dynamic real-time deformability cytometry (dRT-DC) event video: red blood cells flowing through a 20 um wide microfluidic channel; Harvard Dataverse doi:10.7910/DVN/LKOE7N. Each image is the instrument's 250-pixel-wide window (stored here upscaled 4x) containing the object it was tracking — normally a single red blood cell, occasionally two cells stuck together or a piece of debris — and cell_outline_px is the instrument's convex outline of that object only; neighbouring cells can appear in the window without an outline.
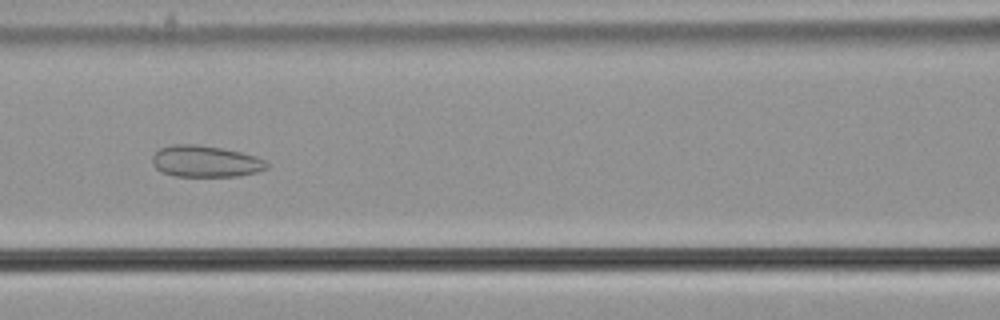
{"species": "common noctule bat (a hibernating species)", "species_latin": "Nyctalus noctula", "temperature_condition": "cold", "stored_images_in_passage": 47, "camera_frame_rate_fps": 3000, "um_per_image_px": 0.085, "animal": {"sex": "male", "body_mass_g": 21.5, "forearm_length_mm": 52.0}, "frame": {"image": 1, "passage_image": 16, "time_ms": 5.0, "image_size_px": [1000, 320], "cell_outline_px": [[268, 168], [256, 172], [240, 176], [176, 176], [164, 172], [156, 168], [152, 164], [152, 156], [160, 148], [172, 144], [200, 144], [224, 148], [256, 156], [264, 160], [268, 164]], "centroid_in_image_um": [17.47, 13.7], "position_along_channel_um": 149.1, "area_um2": 21.1}}
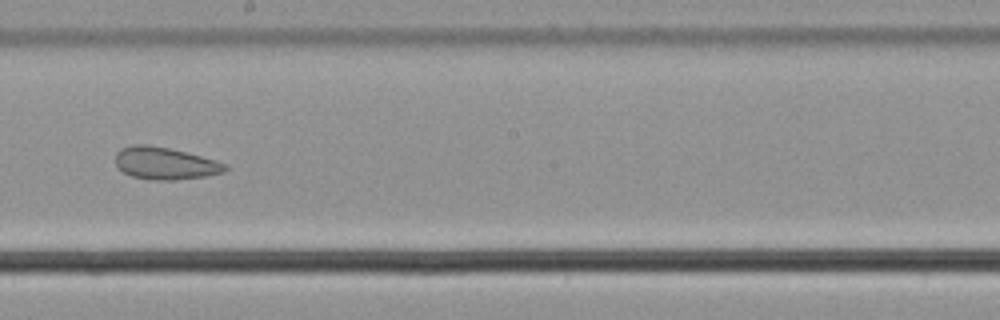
{"frame": {"image": 2, "passage_image": 23, "time_ms": 7.333, "image_size_px": [1000, 320], "cell_outline_px": [[228, 168], [224, 172], [204, 176], [176, 180], [152, 180], [132, 176], [124, 172], [116, 164], [116, 152], [120, 148], [136, 144], [148, 144], [168, 148], [216, 160], [228, 164]], "centroid_in_image_um": [14.03, 13.88], "position_along_channel_um": 234.2, "area_um2": 20.52}}
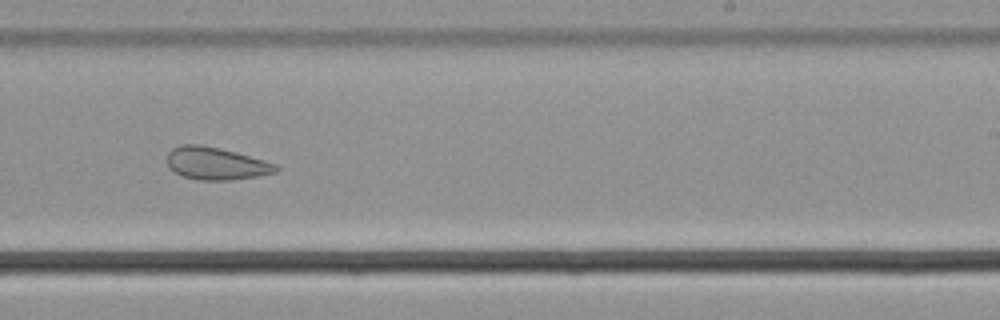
{"frame": {"image": 3, "passage_image": 26, "time_ms": 8.333, "image_size_px": [1000, 320], "cell_outline_px": [[280, 168], [276, 172], [256, 176], [232, 180], [200, 180], [184, 176], [168, 168], [168, 152], [172, 148], [180, 144], [200, 144], [220, 148], [236, 152], [264, 160], [276, 164]], "centroid_in_image_um": [18.35, 13.88], "position_along_channel_um": 270.6, "area_um2": 20.58}, "authors_computed_cell_mechanics": {"area_um2": 25.0852, "velocity_mm_per_s": 3.6552, "shape_relaxation_time_tau1_ms": null, "shape_relaxation_time_tau2_ms": 1.9232, "deformation_change_tau1": null, "deformation_change_tau2": 0.0872}}